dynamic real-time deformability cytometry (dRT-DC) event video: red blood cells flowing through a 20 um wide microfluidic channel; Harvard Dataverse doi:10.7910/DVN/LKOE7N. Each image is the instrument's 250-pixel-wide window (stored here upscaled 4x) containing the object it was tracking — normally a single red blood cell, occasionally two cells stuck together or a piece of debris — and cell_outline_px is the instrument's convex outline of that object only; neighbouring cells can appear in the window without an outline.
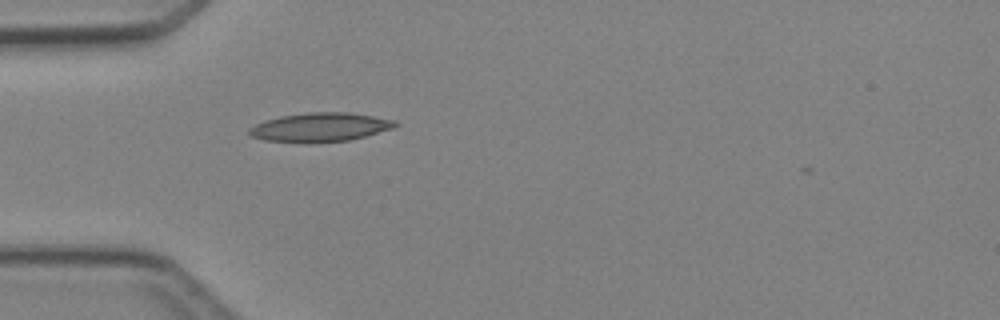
{"species": "Egyptian fruit bat (a non-hibernating species)", "species_latin": "Rousettus aegyptiacus", "temperature_condition": "cold", "stored_images_in_passage": 1, "camera_frame_rate_fps": 3000, "um_per_image_px": 0.085, "animal": {"sex": "female"}, "frame": {"image": 1, "passage_image": 1, "time_ms": 0.0, "image_size_px": [1000, 320], "cell_outline_px": [[400, 124], [396, 128], [348, 140], [308, 144], [264, 140], [252, 136], [248, 132], [248, 128], [264, 120], [280, 116], [308, 112], [348, 112], [396, 120]], "centroid_in_image_um": [27.21, 10.82], "position_along_channel_um": 57.8, "area_um2": 24.97}}